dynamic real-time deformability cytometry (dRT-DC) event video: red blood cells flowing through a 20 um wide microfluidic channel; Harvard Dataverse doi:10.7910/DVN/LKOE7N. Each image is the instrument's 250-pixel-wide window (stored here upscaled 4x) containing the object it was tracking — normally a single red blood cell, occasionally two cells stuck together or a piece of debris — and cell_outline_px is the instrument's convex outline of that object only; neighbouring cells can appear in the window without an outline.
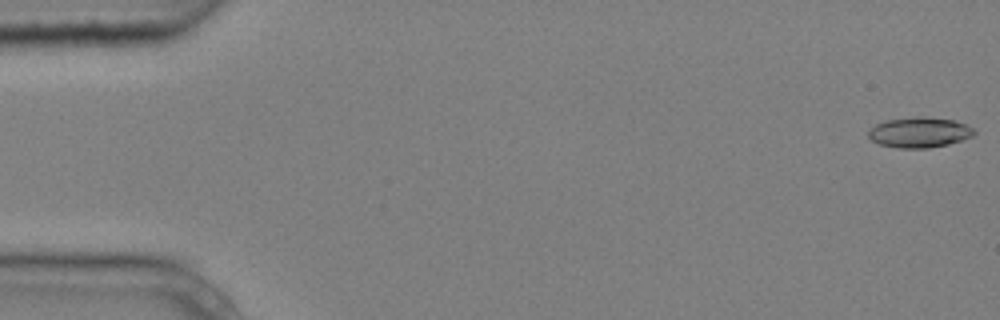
{"species": "common noctule bat (a hibernating species)", "species_latin": "Nyctalus noctula", "temperature_condition": "cold", "stored_images_in_passage": 7, "camera_frame_rate_fps": 3000, "um_per_image_px": 0.085, "animal": {"sex": "male", "body_mass_g": 20.4}, "frame": {"image": 1, "passage_image": 1, "time_ms": 0.0, "image_size_px": [1000, 320], "cell_outline_px": [[976, 132], [972, 136], [948, 144], [928, 148], [896, 148], [880, 144], [872, 140], [868, 136], [868, 132], [876, 124], [884, 120], [916, 116], [924, 116], [952, 120], [964, 124], [972, 128]], "centroid_in_image_um": [78.12, 11.25], "position_along_channel_um": 6.9, "area_um2": 18.61}}
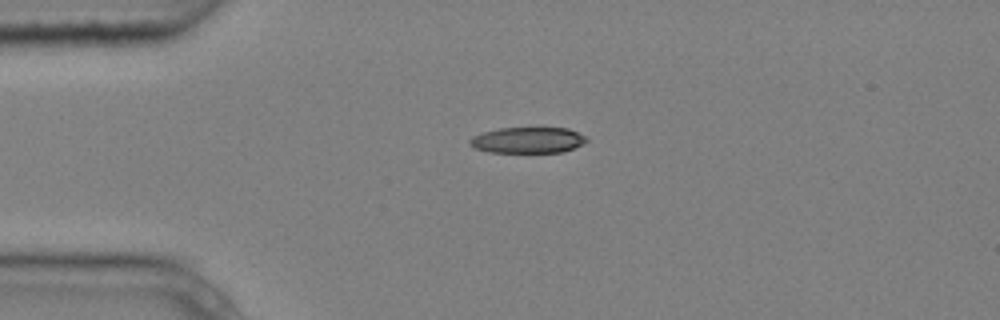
{"frame": {"image": 2, "passage_image": 4, "time_ms": 1.0, "image_size_px": [1000, 320], "cell_outline_px": [[588, 140], [564, 152], [488, 152], [476, 148], [468, 144], [468, 140], [472, 136], [484, 132], [500, 128], [536, 124], [568, 128], [584, 136]], "centroid_in_image_um": [44.84, 11.85], "position_along_channel_um": 40.2, "area_um2": 18.44}}
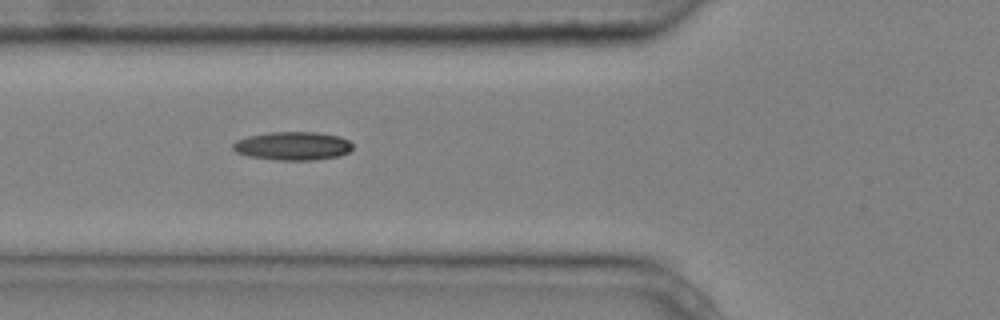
{"frame": {"image": 3, "passage_image": 6, "time_ms": 1.667, "image_size_px": [1000, 320], "cell_outline_px": [[352, 148], [348, 152], [336, 156], [316, 160], [276, 160], [248, 156], [236, 152], [232, 148], [232, 144], [236, 140], [248, 136], [268, 132], [316, 132], [340, 136], [348, 140], [352, 144]], "centroid_in_image_um": [24.86, 12.4], "position_along_channel_um": 100.9, "area_um2": 19.88}}